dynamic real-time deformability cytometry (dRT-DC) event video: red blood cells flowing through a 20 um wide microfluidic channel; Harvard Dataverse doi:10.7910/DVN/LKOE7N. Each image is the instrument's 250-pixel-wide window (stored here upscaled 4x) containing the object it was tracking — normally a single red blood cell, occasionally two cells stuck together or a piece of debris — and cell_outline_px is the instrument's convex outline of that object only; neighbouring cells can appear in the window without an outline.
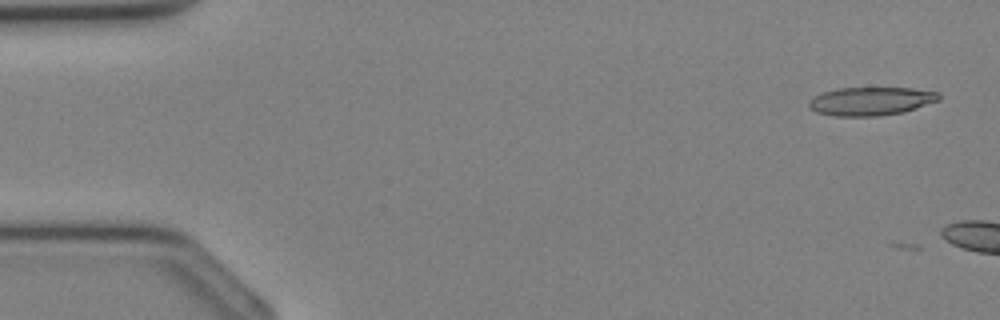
{"species": "Egyptian fruit bat (a non-hibernating species)", "species_latin": "Rousettus aegyptiacus", "temperature_condition": "cold", "stored_images_in_passage": 5, "camera_frame_rate_fps": 3000, "um_per_image_px": 0.085, "animal": {"sex": "female"}, "frame": {"image": 1, "passage_image": 2, "time_ms": 0.333, "image_size_px": [1000, 320], "cell_outline_px": [[940, 100], [904, 112], [880, 116], [832, 116], [816, 112], [808, 104], [808, 100], [812, 96], [824, 92], [840, 88], [912, 88], [940, 92]], "centroid_in_image_um": [74.03, 8.6], "position_along_channel_um": 11.0, "area_um2": 21.62}}